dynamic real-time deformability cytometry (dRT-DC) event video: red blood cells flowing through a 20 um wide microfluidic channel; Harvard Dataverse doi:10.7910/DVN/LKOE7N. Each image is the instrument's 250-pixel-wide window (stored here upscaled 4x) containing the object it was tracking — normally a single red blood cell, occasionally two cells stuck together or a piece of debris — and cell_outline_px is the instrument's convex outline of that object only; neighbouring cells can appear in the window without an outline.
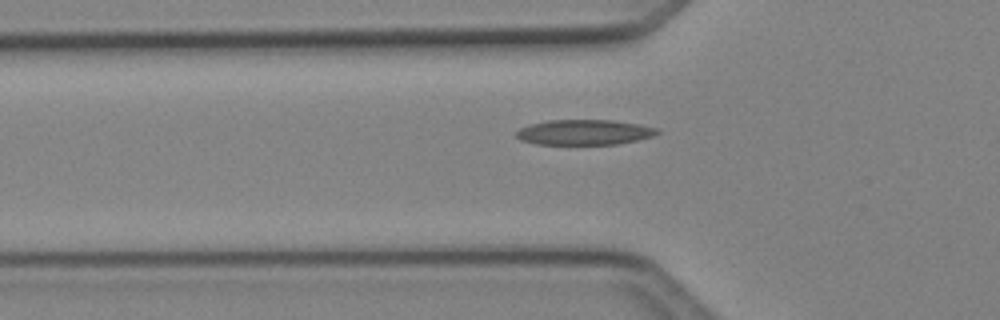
{"species": "Egyptian fruit bat (a non-hibernating species)", "species_latin": "Rousettus aegyptiacus", "temperature_condition": "cold", "stored_images_in_passage": 31, "camera_frame_rate_fps": 3000, "um_per_image_px": 0.085, "animal": {"sex": "female"}, "frame": {"image": 1, "passage_image": 8, "time_ms": 2.333, "image_size_px": [1000, 320], "cell_outline_px": [[660, 132], [652, 136], [636, 140], [616, 144], [536, 144], [520, 140], [516, 136], [516, 132], [520, 128], [528, 124], [548, 120], [612, 120], [640, 124], [660, 128]], "centroid_in_image_um": [49.66, 11.23], "position_along_channel_um": 76.1, "area_um2": 20.81}}
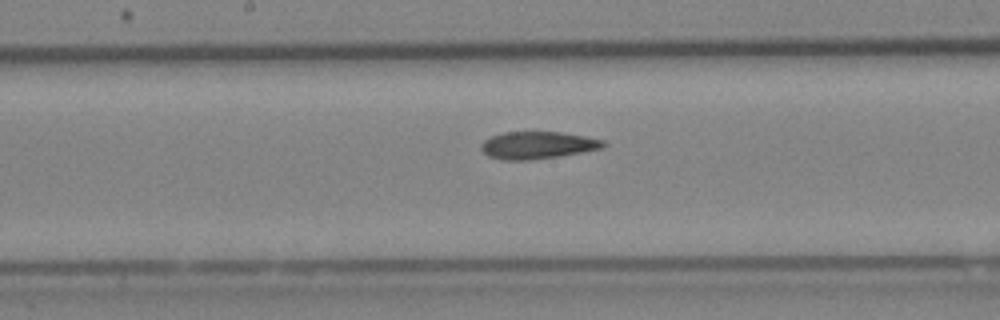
{"frame": {"image": 2, "passage_image": 17, "time_ms": 5.333, "image_size_px": [1000, 320], "cell_outline_px": [[608, 144], [604, 148], [556, 156], [528, 160], [504, 160], [488, 156], [480, 148], [480, 144], [484, 140], [492, 136], [504, 132], [560, 132], [584, 136], [604, 140]], "centroid_in_image_um": [45.69, 12.33], "position_along_channel_um": 202.5, "area_um2": 19.31}}
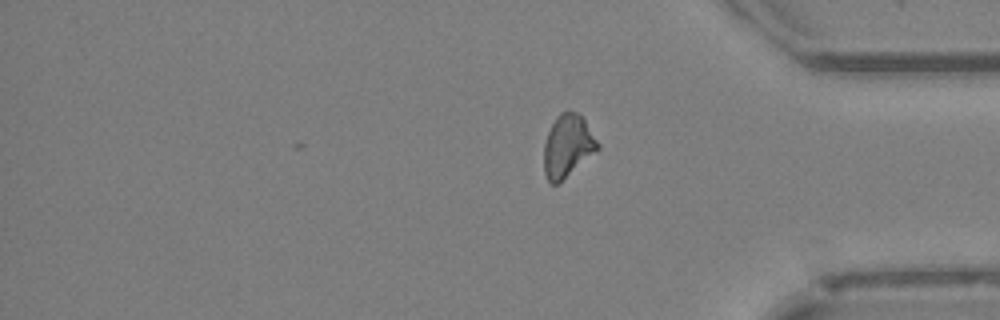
{"frame": {"image": 3, "passage_image": 31, "time_ms": 10.0, "image_size_px": [1000, 320], "cell_outline_px": [[600, 148], [556, 184], [552, 184], [548, 180], [544, 172], [544, 144], [548, 132], [556, 116], [560, 112], [568, 108], [576, 112], [584, 120], [600, 144]], "centroid_in_image_um": [48.24, 12.36], "position_along_channel_um": 387.0, "area_um2": 19.31}, "authors_computed_cell_mechanics": {"area_um2": 19.941, "velocity_mm_per_s": 4.2177, "shape_relaxation_time_tau1_ms": 8.0494, "shape_relaxation_time_tau2_ms": 3.6813, "deformation_change_tau1": 0.1881, "deformation_change_tau2": 0.1209}}